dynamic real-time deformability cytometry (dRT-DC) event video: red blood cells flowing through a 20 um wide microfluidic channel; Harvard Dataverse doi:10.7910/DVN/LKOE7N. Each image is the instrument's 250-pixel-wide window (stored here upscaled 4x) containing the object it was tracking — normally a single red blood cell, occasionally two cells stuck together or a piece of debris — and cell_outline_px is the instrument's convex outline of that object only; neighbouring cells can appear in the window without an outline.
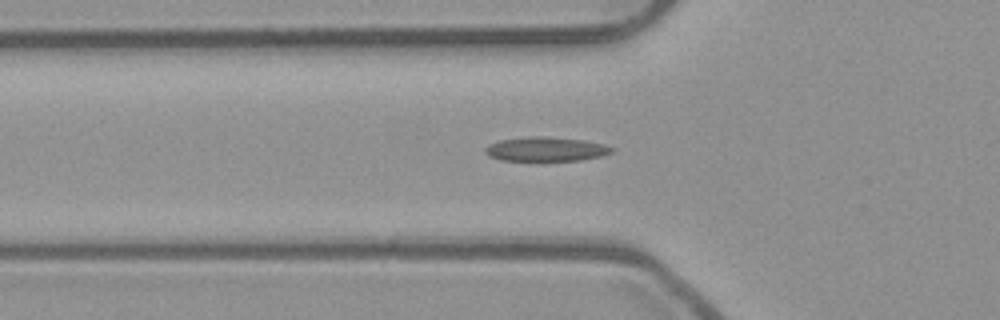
{"species": "common noctule bat (a hibernating species)", "species_latin": "Nyctalus noctula", "temperature_condition": "room temperature", "stored_images_in_passage": 47, "camera_frame_rate_fps": 3000, "um_per_image_px": 0.085, "animal": {"sex": "male", "body_mass_g": 23.1, "forearm_length_mm": 52.7}, "frame": {"image": 1, "passage_image": 12, "time_ms": 3.667, "image_size_px": [1000, 320], "cell_outline_px": [[616, 148], [612, 152], [600, 156], [580, 160], [500, 160], [488, 156], [484, 152], [484, 148], [488, 144], [500, 140], [532, 136], [540, 136], [584, 140], [604, 144]], "centroid_in_image_um": [46.38, 12.67], "position_along_channel_um": 79.4, "area_um2": 17.8}}
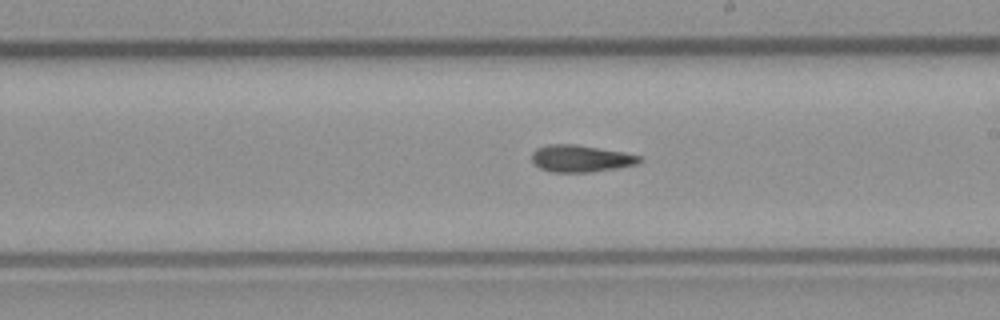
{"frame": {"image": 2, "passage_image": 24, "time_ms": 7.667, "image_size_px": [1000, 320], "cell_outline_px": [[644, 160], [640, 164], [592, 172], [552, 172], [540, 168], [532, 160], [532, 152], [536, 148], [552, 144], [576, 144], [624, 152], [640, 156]], "centroid_in_image_um": [49.41, 13.47], "position_along_channel_um": 239.6, "area_um2": 16.99}}
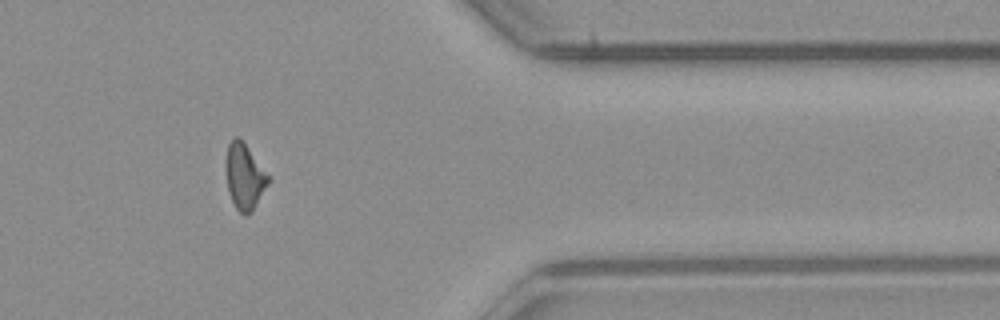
{"frame": {"image": 3, "passage_image": 37, "time_ms": 12.0, "image_size_px": [1000, 320], "cell_outline_px": [[272, 180], [252, 212], [248, 216], [240, 212], [236, 208], [228, 192], [224, 168], [228, 144], [236, 136], [244, 144]], "centroid_in_image_um": [20.77, 15.07], "position_along_channel_um": 390.6, "area_um2": 16.24}, "authors_computed_cell_mechanics": {"area_um2": 16.6464, "velocity_mm_per_s": 3.9697, "shape_relaxation_time_tau1_ms": null, "shape_relaxation_time_tau2_ms": 7.279, "deformation_change_tau1": null, "deformation_change_tau2": 0.1633}}